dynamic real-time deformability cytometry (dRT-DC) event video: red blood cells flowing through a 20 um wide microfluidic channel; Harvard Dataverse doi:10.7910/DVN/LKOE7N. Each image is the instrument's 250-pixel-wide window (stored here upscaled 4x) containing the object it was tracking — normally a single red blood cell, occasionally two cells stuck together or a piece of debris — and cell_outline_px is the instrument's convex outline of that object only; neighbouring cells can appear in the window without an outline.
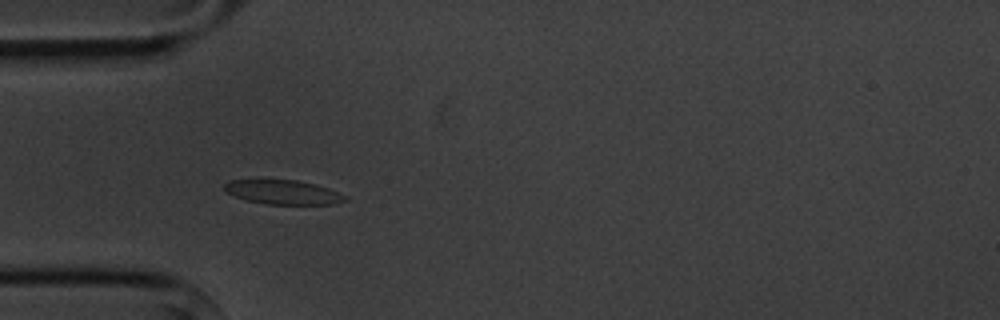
{"species": "common noctule bat (a hibernating species)", "species_latin": "Nyctalus noctula", "temperature_condition": "cold", "stored_images_in_passage": 2, "camera_frame_rate_fps": 3000, "um_per_image_px": 0.085, "animal": {"sex": "male", "body_mass_g": 20.1, "forearm_length_mm": 53.5}, "frame": {"image": 1, "passage_image": 2, "time_ms": 1.333, "image_size_px": [1000, 320], "cell_outline_px": [[348, 200], [332, 204], [264, 204], [244, 200], [224, 192], [224, 184], [232, 180], [260, 176], [296, 180], [316, 184], [328, 188], [348, 196]], "centroid_in_image_um": [23.96, 16.28], "position_along_channel_um": 61.0, "area_um2": 18.09}}